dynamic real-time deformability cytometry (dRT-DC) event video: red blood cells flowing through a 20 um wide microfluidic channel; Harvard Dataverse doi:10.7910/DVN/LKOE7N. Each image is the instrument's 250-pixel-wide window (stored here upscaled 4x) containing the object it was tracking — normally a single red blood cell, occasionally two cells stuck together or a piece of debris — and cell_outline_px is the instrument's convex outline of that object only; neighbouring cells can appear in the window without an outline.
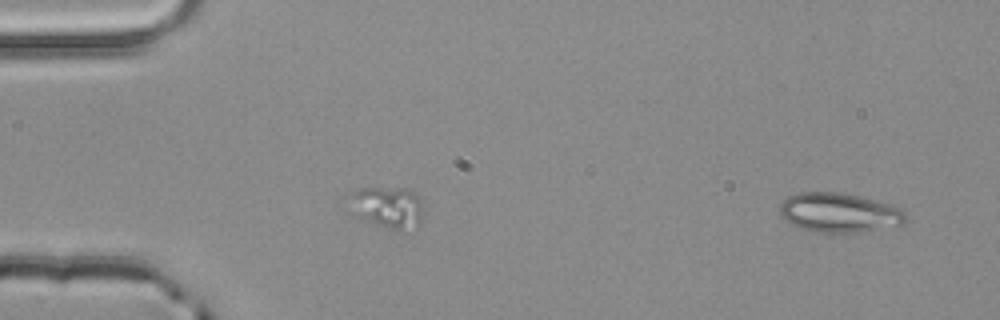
{"species": "common noctule bat (a hibernating species)", "species_latin": "Nyctalus noctula", "temperature_condition": "room temperature", "stored_images_in_passage": 4, "camera_frame_rate_fps": 3000, "um_per_image_px": 0.085, "animal": {"sex": "male", "body_mass_g": 20.4}, "frame": {"image": 1, "passage_image": 1, "time_ms": 0.0, "image_size_px": [1000, 320], "cell_outline_px": [[908, 216], [904, 224], [856, 232], [820, 232], [804, 228], [792, 224], [780, 216], [780, 204], [788, 196], [800, 192], [840, 192], [888, 204], [900, 208]], "centroid_in_image_um": [71.32, 18.06], "position_along_channel_um": 13.7, "area_um2": 28.38}}